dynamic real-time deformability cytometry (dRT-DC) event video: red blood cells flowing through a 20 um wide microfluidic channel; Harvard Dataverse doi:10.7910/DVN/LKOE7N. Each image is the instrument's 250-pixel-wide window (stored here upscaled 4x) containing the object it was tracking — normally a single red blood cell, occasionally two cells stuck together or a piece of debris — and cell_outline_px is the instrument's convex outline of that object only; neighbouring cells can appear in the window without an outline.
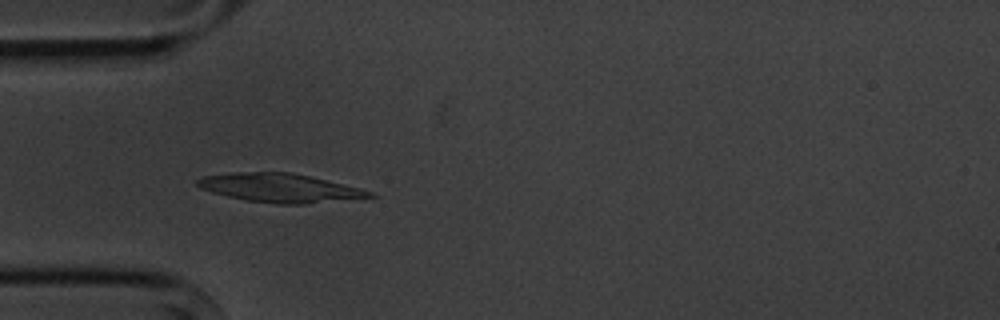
{"species": "common noctule bat (a hibernating species)", "species_latin": "Nyctalus noctula", "temperature_condition": "cold", "stored_images_in_passage": 7, "camera_frame_rate_fps": 3000, "um_per_image_px": 0.085, "animal": {"sex": "male", "body_mass_g": 20.1, "forearm_length_mm": 53.5}, "frame": {"image": 1, "passage_image": 4, "time_ms": 3.667, "image_size_px": [1000, 320], "cell_outline_px": [[376, 196], [304, 204], [276, 204], [248, 200], [228, 196], [212, 192], [200, 188], [196, 184], [196, 180], [204, 176], [232, 172], [292, 172], [312, 176], [360, 188], [372, 192]], "centroid_in_image_um": [23.78, 15.96], "position_along_channel_um": 61.2, "area_um2": 28.67}}
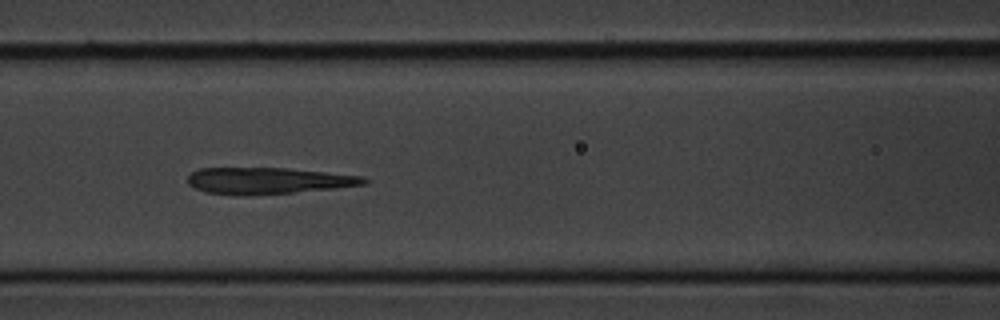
{"frame": {"image": 2, "passage_image": 6, "time_ms": 6.0, "image_size_px": [1000, 320], "cell_outline_px": [[368, 184], [332, 188], [292, 192], [248, 196], [236, 196], [204, 192], [188, 184], [188, 176], [192, 172], [200, 168], [288, 168], [364, 176], [368, 180]], "centroid_in_image_um": [22.76, 15.36], "position_along_channel_um": 143.8, "area_um2": 27.28}}
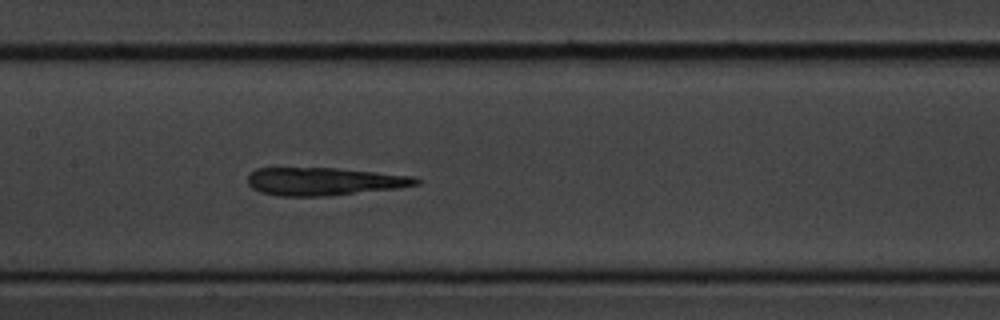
{"frame": {"image": 3, "passage_image": 7, "time_ms": 7.0, "image_size_px": [1000, 320], "cell_outline_px": [[424, 180], [420, 184], [396, 188], [332, 196], [276, 196], [260, 192], [252, 188], [248, 184], [248, 176], [256, 168], [336, 168], [416, 176]], "centroid_in_image_um": [27.59, 15.43], "position_along_channel_um": 179.8, "area_um2": 27.63}}